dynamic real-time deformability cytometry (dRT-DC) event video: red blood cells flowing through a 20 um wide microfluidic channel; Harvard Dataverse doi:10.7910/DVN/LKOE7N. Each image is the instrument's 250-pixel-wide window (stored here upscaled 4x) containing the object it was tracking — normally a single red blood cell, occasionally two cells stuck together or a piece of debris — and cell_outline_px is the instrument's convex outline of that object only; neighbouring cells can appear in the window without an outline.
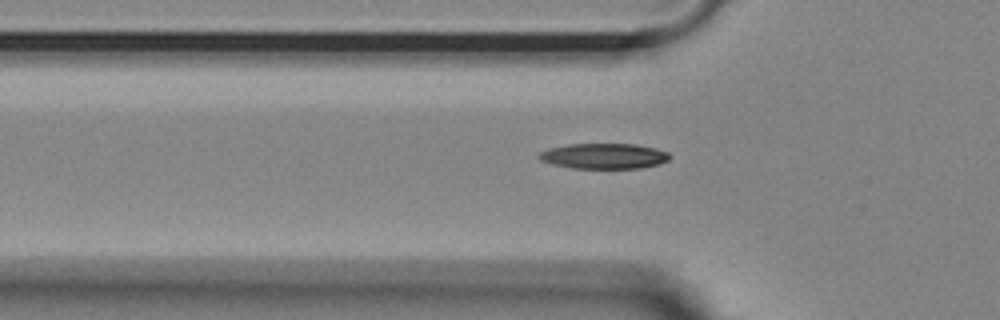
{"species": "Egyptian fruit bat (a non-hibernating species)", "species_latin": "Rousettus aegyptiacus", "temperature_condition": "room temperature", "stored_images_in_passage": 14, "camera_frame_rate_fps": 3000, "um_per_image_px": 0.085, "animal": {"sex": "female"}, "frame": {"image": 1, "passage_image": 2, "time_ms": 0.333, "image_size_px": [1000, 320], "cell_outline_px": [[672, 156], [668, 160], [656, 164], [640, 168], [572, 168], [552, 164], [540, 160], [536, 156], [540, 152], [548, 148], [568, 144], [636, 144], [656, 148], [668, 152]], "centroid_in_image_um": [51.31, 13.26], "position_along_channel_um": 74.5, "area_um2": 19.42}}
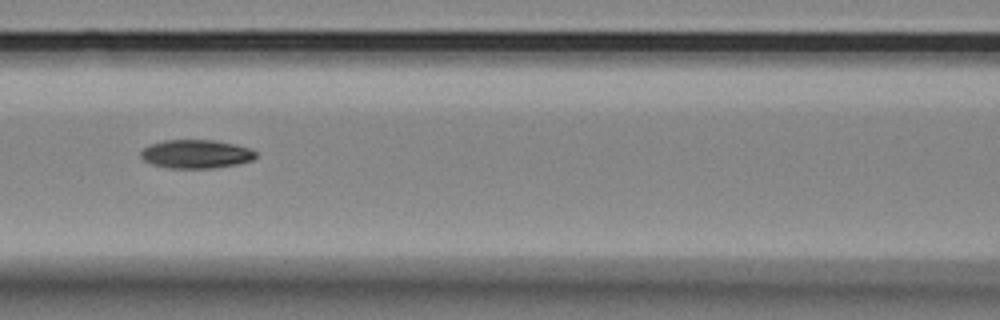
{"frame": {"image": 2, "passage_image": 8, "time_ms": 2.333, "image_size_px": [1000, 320], "cell_outline_px": [[256, 156], [252, 160], [236, 164], [216, 168], [168, 168], [152, 164], [144, 160], [140, 156], [140, 152], [148, 144], [164, 140], [212, 140], [232, 144], [248, 148], [256, 152]], "centroid_in_image_um": [16.62, 13.09], "position_along_channel_um": 150.0, "area_um2": 19.07}}
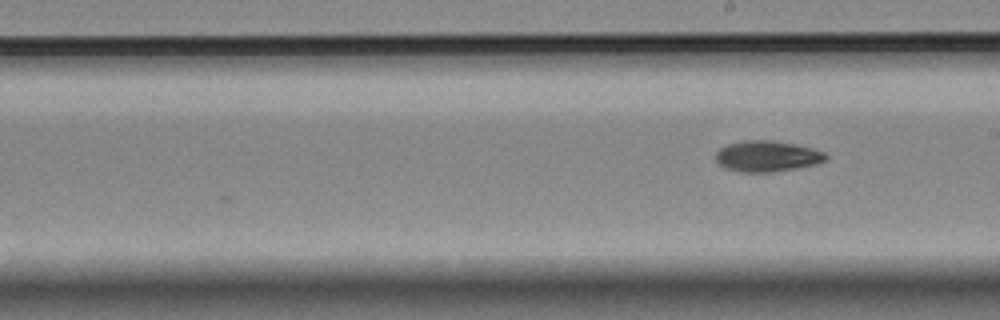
{"frame": {"image": 3, "passage_image": 14, "time_ms": 4.333, "image_size_px": [1000, 320], "cell_outline_px": [[828, 156], [824, 160], [816, 164], [796, 168], [772, 172], [740, 172], [724, 168], [716, 160], [716, 152], [720, 148], [728, 144], [744, 140], [772, 140], [796, 144], [812, 148], [824, 152]], "centroid_in_image_um": [65.19, 13.27], "position_along_channel_um": 223.8, "area_um2": 19.83}}